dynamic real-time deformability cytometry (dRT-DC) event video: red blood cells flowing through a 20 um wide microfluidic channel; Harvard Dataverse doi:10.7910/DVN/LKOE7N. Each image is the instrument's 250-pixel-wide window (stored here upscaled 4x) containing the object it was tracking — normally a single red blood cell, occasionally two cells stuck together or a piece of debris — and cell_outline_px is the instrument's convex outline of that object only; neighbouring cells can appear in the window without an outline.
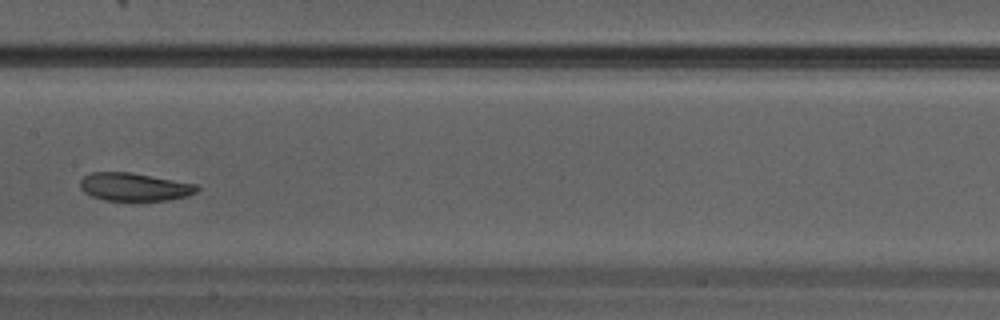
{"species": "Egyptian fruit bat (a non-hibernating species)", "species_latin": "Rousettus aegyptiacus", "temperature_condition": "warm", "stored_images_in_passage": 32, "camera_frame_rate_fps": 3000, "um_per_image_px": 0.085, "animal": {"sex": "male"}, "frame": {"image": 1, "passage_image": 14, "time_ms": 4.333, "image_size_px": [1000, 320], "cell_outline_px": [[200, 188], [196, 192], [188, 196], [168, 200], [104, 200], [92, 196], [84, 192], [80, 188], [80, 180], [84, 176], [92, 172], [128, 172], [196, 184]], "centroid_in_image_um": [11.41, 15.89], "position_along_channel_um": 196.0, "area_um2": 18.9}}